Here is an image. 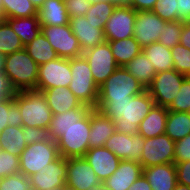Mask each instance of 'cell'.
I'll use <instances>...</instances> for the list:
<instances>
[{
    "instance_id": "25",
    "label": "cell",
    "mask_w": 190,
    "mask_h": 190,
    "mask_svg": "<svg viewBox=\"0 0 190 190\" xmlns=\"http://www.w3.org/2000/svg\"><path fill=\"white\" fill-rule=\"evenodd\" d=\"M91 109L92 108H73L62 114H53L48 128L50 139L56 142L62 136L63 131L82 120Z\"/></svg>"
},
{
    "instance_id": "9",
    "label": "cell",
    "mask_w": 190,
    "mask_h": 190,
    "mask_svg": "<svg viewBox=\"0 0 190 190\" xmlns=\"http://www.w3.org/2000/svg\"><path fill=\"white\" fill-rule=\"evenodd\" d=\"M41 32L59 57L70 59L82 56L83 52L78 39L73 34L69 24L61 26L43 25Z\"/></svg>"
},
{
    "instance_id": "7",
    "label": "cell",
    "mask_w": 190,
    "mask_h": 190,
    "mask_svg": "<svg viewBox=\"0 0 190 190\" xmlns=\"http://www.w3.org/2000/svg\"><path fill=\"white\" fill-rule=\"evenodd\" d=\"M59 156L57 143L53 140L29 144L19 156L20 173L29 177Z\"/></svg>"
},
{
    "instance_id": "6",
    "label": "cell",
    "mask_w": 190,
    "mask_h": 190,
    "mask_svg": "<svg viewBox=\"0 0 190 190\" xmlns=\"http://www.w3.org/2000/svg\"><path fill=\"white\" fill-rule=\"evenodd\" d=\"M90 112L79 122L63 131L56 141L59 155L63 158L83 157L89 149Z\"/></svg>"
},
{
    "instance_id": "31",
    "label": "cell",
    "mask_w": 190,
    "mask_h": 190,
    "mask_svg": "<svg viewBox=\"0 0 190 190\" xmlns=\"http://www.w3.org/2000/svg\"><path fill=\"white\" fill-rule=\"evenodd\" d=\"M24 49L38 66L59 57L42 32H40L31 43L24 46Z\"/></svg>"
},
{
    "instance_id": "45",
    "label": "cell",
    "mask_w": 190,
    "mask_h": 190,
    "mask_svg": "<svg viewBox=\"0 0 190 190\" xmlns=\"http://www.w3.org/2000/svg\"><path fill=\"white\" fill-rule=\"evenodd\" d=\"M69 18L85 16L92 3L88 0H64Z\"/></svg>"
},
{
    "instance_id": "44",
    "label": "cell",
    "mask_w": 190,
    "mask_h": 190,
    "mask_svg": "<svg viewBox=\"0 0 190 190\" xmlns=\"http://www.w3.org/2000/svg\"><path fill=\"white\" fill-rule=\"evenodd\" d=\"M23 135L27 145L37 142L51 141L48 128L23 127Z\"/></svg>"
},
{
    "instance_id": "35",
    "label": "cell",
    "mask_w": 190,
    "mask_h": 190,
    "mask_svg": "<svg viewBox=\"0 0 190 190\" xmlns=\"http://www.w3.org/2000/svg\"><path fill=\"white\" fill-rule=\"evenodd\" d=\"M7 126L23 127L21 113L14 96L0 100V133Z\"/></svg>"
},
{
    "instance_id": "32",
    "label": "cell",
    "mask_w": 190,
    "mask_h": 190,
    "mask_svg": "<svg viewBox=\"0 0 190 190\" xmlns=\"http://www.w3.org/2000/svg\"><path fill=\"white\" fill-rule=\"evenodd\" d=\"M165 134L174 142L190 134V116L187 112L168 111Z\"/></svg>"
},
{
    "instance_id": "36",
    "label": "cell",
    "mask_w": 190,
    "mask_h": 190,
    "mask_svg": "<svg viewBox=\"0 0 190 190\" xmlns=\"http://www.w3.org/2000/svg\"><path fill=\"white\" fill-rule=\"evenodd\" d=\"M23 48L19 36L5 20L0 19V52L8 55Z\"/></svg>"
},
{
    "instance_id": "38",
    "label": "cell",
    "mask_w": 190,
    "mask_h": 190,
    "mask_svg": "<svg viewBox=\"0 0 190 190\" xmlns=\"http://www.w3.org/2000/svg\"><path fill=\"white\" fill-rule=\"evenodd\" d=\"M183 23L180 20L166 22L163 26V31L160 32L158 42L170 49L179 44Z\"/></svg>"
},
{
    "instance_id": "11",
    "label": "cell",
    "mask_w": 190,
    "mask_h": 190,
    "mask_svg": "<svg viewBox=\"0 0 190 190\" xmlns=\"http://www.w3.org/2000/svg\"><path fill=\"white\" fill-rule=\"evenodd\" d=\"M175 142L165 133L144 138L143 152L139 163L143 168L159 164L175 163Z\"/></svg>"
},
{
    "instance_id": "47",
    "label": "cell",
    "mask_w": 190,
    "mask_h": 190,
    "mask_svg": "<svg viewBox=\"0 0 190 190\" xmlns=\"http://www.w3.org/2000/svg\"><path fill=\"white\" fill-rule=\"evenodd\" d=\"M175 168L178 183L190 187V160L176 162Z\"/></svg>"
},
{
    "instance_id": "61",
    "label": "cell",
    "mask_w": 190,
    "mask_h": 190,
    "mask_svg": "<svg viewBox=\"0 0 190 190\" xmlns=\"http://www.w3.org/2000/svg\"><path fill=\"white\" fill-rule=\"evenodd\" d=\"M118 2L126 3L127 0H117Z\"/></svg>"
},
{
    "instance_id": "26",
    "label": "cell",
    "mask_w": 190,
    "mask_h": 190,
    "mask_svg": "<svg viewBox=\"0 0 190 190\" xmlns=\"http://www.w3.org/2000/svg\"><path fill=\"white\" fill-rule=\"evenodd\" d=\"M168 109L154 105L139 125V132L144 138L156 137L165 133Z\"/></svg>"
},
{
    "instance_id": "18",
    "label": "cell",
    "mask_w": 190,
    "mask_h": 190,
    "mask_svg": "<svg viewBox=\"0 0 190 190\" xmlns=\"http://www.w3.org/2000/svg\"><path fill=\"white\" fill-rule=\"evenodd\" d=\"M69 25L78 39L82 52L106 42L101 24H94L85 16L69 18Z\"/></svg>"
},
{
    "instance_id": "20",
    "label": "cell",
    "mask_w": 190,
    "mask_h": 190,
    "mask_svg": "<svg viewBox=\"0 0 190 190\" xmlns=\"http://www.w3.org/2000/svg\"><path fill=\"white\" fill-rule=\"evenodd\" d=\"M142 174L143 167L139 162L121 160L118 168L103 185L108 190H128Z\"/></svg>"
},
{
    "instance_id": "15",
    "label": "cell",
    "mask_w": 190,
    "mask_h": 190,
    "mask_svg": "<svg viewBox=\"0 0 190 190\" xmlns=\"http://www.w3.org/2000/svg\"><path fill=\"white\" fill-rule=\"evenodd\" d=\"M66 163L67 177L65 184L68 186L77 190H89L102 184L84 157L66 158Z\"/></svg>"
},
{
    "instance_id": "29",
    "label": "cell",
    "mask_w": 190,
    "mask_h": 190,
    "mask_svg": "<svg viewBox=\"0 0 190 190\" xmlns=\"http://www.w3.org/2000/svg\"><path fill=\"white\" fill-rule=\"evenodd\" d=\"M152 63L156 73L174 69L171 49L159 42L149 44L142 49Z\"/></svg>"
},
{
    "instance_id": "51",
    "label": "cell",
    "mask_w": 190,
    "mask_h": 190,
    "mask_svg": "<svg viewBox=\"0 0 190 190\" xmlns=\"http://www.w3.org/2000/svg\"><path fill=\"white\" fill-rule=\"evenodd\" d=\"M128 190H152V188L145 176L142 174L136 181H134Z\"/></svg>"
},
{
    "instance_id": "34",
    "label": "cell",
    "mask_w": 190,
    "mask_h": 190,
    "mask_svg": "<svg viewBox=\"0 0 190 190\" xmlns=\"http://www.w3.org/2000/svg\"><path fill=\"white\" fill-rule=\"evenodd\" d=\"M3 20L6 18H24L38 15L37 8L30 0H2Z\"/></svg>"
},
{
    "instance_id": "12",
    "label": "cell",
    "mask_w": 190,
    "mask_h": 190,
    "mask_svg": "<svg viewBox=\"0 0 190 190\" xmlns=\"http://www.w3.org/2000/svg\"><path fill=\"white\" fill-rule=\"evenodd\" d=\"M87 60L94 82L99 87L119 67L106 41L82 54Z\"/></svg>"
},
{
    "instance_id": "52",
    "label": "cell",
    "mask_w": 190,
    "mask_h": 190,
    "mask_svg": "<svg viewBox=\"0 0 190 190\" xmlns=\"http://www.w3.org/2000/svg\"><path fill=\"white\" fill-rule=\"evenodd\" d=\"M180 44L190 49V24L188 22L183 23L182 33L180 35Z\"/></svg>"
},
{
    "instance_id": "56",
    "label": "cell",
    "mask_w": 190,
    "mask_h": 190,
    "mask_svg": "<svg viewBox=\"0 0 190 190\" xmlns=\"http://www.w3.org/2000/svg\"><path fill=\"white\" fill-rule=\"evenodd\" d=\"M89 190H108V189L102 183L94 188H90Z\"/></svg>"
},
{
    "instance_id": "24",
    "label": "cell",
    "mask_w": 190,
    "mask_h": 190,
    "mask_svg": "<svg viewBox=\"0 0 190 190\" xmlns=\"http://www.w3.org/2000/svg\"><path fill=\"white\" fill-rule=\"evenodd\" d=\"M38 17L41 26L69 24V16L64 0H45L38 9Z\"/></svg>"
},
{
    "instance_id": "54",
    "label": "cell",
    "mask_w": 190,
    "mask_h": 190,
    "mask_svg": "<svg viewBox=\"0 0 190 190\" xmlns=\"http://www.w3.org/2000/svg\"><path fill=\"white\" fill-rule=\"evenodd\" d=\"M174 190H190V187L177 183V185L174 187Z\"/></svg>"
},
{
    "instance_id": "58",
    "label": "cell",
    "mask_w": 190,
    "mask_h": 190,
    "mask_svg": "<svg viewBox=\"0 0 190 190\" xmlns=\"http://www.w3.org/2000/svg\"><path fill=\"white\" fill-rule=\"evenodd\" d=\"M0 19H3V4H2V0H0Z\"/></svg>"
},
{
    "instance_id": "48",
    "label": "cell",
    "mask_w": 190,
    "mask_h": 190,
    "mask_svg": "<svg viewBox=\"0 0 190 190\" xmlns=\"http://www.w3.org/2000/svg\"><path fill=\"white\" fill-rule=\"evenodd\" d=\"M15 94L7 75L0 71V100L13 97Z\"/></svg>"
},
{
    "instance_id": "19",
    "label": "cell",
    "mask_w": 190,
    "mask_h": 190,
    "mask_svg": "<svg viewBox=\"0 0 190 190\" xmlns=\"http://www.w3.org/2000/svg\"><path fill=\"white\" fill-rule=\"evenodd\" d=\"M83 157L91 165L101 183L114 173L121 161L105 147L89 148Z\"/></svg>"
},
{
    "instance_id": "39",
    "label": "cell",
    "mask_w": 190,
    "mask_h": 190,
    "mask_svg": "<svg viewBox=\"0 0 190 190\" xmlns=\"http://www.w3.org/2000/svg\"><path fill=\"white\" fill-rule=\"evenodd\" d=\"M174 70L185 76H190V49L182 44H177L171 48Z\"/></svg>"
},
{
    "instance_id": "13",
    "label": "cell",
    "mask_w": 190,
    "mask_h": 190,
    "mask_svg": "<svg viewBox=\"0 0 190 190\" xmlns=\"http://www.w3.org/2000/svg\"><path fill=\"white\" fill-rule=\"evenodd\" d=\"M136 11L119 2L104 27L106 40H120L134 36Z\"/></svg>"
},
{
    "instance_id": "14",
    "label": "cell",
    "mask_w": 190,
    "mask_h": 190,
    "mask_svg": "<svg viewBox=\"0 0 190 190\" xmlns=\"http://www.w3.org/2000/svg\"><path fill=\"white\" fill-rule=\"evenodd\" d=\"M144 137L140 133L127 135L115 131L105 142L104 147L115 154L120 160H141Z\"/></svg>"
},
{
    "instance_id": "10",
    "label": "cell",
    "mask_w": 190,
    "mask_h": 190,
    "mask_svg": "<svg viewBox=\"0 0 190 190\" xmlns=\"http://www.w3.org/2000/svg\"><path fill=\"white\" fill-rule=\"evenodd\" d=\"M71 79L70 59L58 57L39 66L36 90L68 87Z\"/></svg>"
},
{
    "instance_id": "2",
    "label": "cell",
    "mask_w": 190,
    "mask_h": 190,
    "mask_svg": "<svg viewBox=\"0 0 190 190\" xmlns=\"http://www.w3.org/2000/svg\"><path fill=\"white\" fill-rule=\"evenodd\" d=\"M38 64L23 48L5 57L4 73L15 92L36 90Z\"/></svg>"
},
{
    "instance_id": "57",
    "label": "cell",
    "mask_w": 190,
    "mask_h": 190,
    "mask_svg": "<svg viewBox=\"0 0 190 190\" xmlns=\"http://www.w3.org/2000/svg\"><path fill=\"white\" fill-rule=\"evenodd\" d=\"M88 1H90L93 4V3L106 2V1H117V0H88Z\"/></svg>"
},
{
    "instance_id": "23",
    "label": "cell",
    "mask_w": 190,
    "mask_h": 190,
    "mask_svg": "<svg viewBox=\"0 0 190 190\" xmlns=\"http://www.w3.org/2000/svg\"><path fill=\"white\" fill-rule=\"evenodd\" d=\"M89 148L104 147L107 139L116 131L115 122L99 110L90 111Z\"/></svg>"
},
{
    "instance_id": "49",
    "label": "cell",
    "mask_w": 190,
    "mask_h": 190,
    "mask_svg": "<svg viewBox=\"0 0 190 190\" xmlns=\"http://www.w3.org/2000/svg\"><path fill=\"white\" fill-rule=\"evenodd\" d=\"M177 20L188 22L190 20V0H176Z\"/></svg>"
},
{
    "instance_id": "8",
    "label": "cell",
    "mask_w": 190,
    "mask_h": 190,
    "mask_svg": "<svg viewBox=\"0 0 190 190\" xmlns=\"http://www.w3.org/2000/svg\"><path fill=\"white\" fill-rule=\"evenodd\" d=\"M186 77L174 69L158 72L151 84L146 88L153 98L155 105L168 108Z\"/></svg>"
},
{
    "instance_id": "3",
    "label": "cell",
    "mask_w": 190,
    "mask_h": 190,
    "mask_svg": "<svg viewBox=\"0 0 190 190\" xmlns=\"http://www.w3.org/2000/svg\"><path fill=\"white\" fill-rule=\"evenodd\" d=\"M14 101L18 104L23 127L49 128L53 114L42 92L37 90L15 92Z\"/></svg>"
},
{
    "instance_id": "42",
    "label": "cell",
    "mask_w": 190,
    "mask_h": 190,
    "mask_svg": "<svg viewBox=\"0 0 190 190\" xmlns=\"http://www.w3.org/2000/svg\"><path fill=\"white\" fill-rule=\"evenodd\" d=\"M0 190H32L29 177L22 173L0 179Z\"/></svg>"
},
{
    "instance_id": "4",
    "label": "cell",
    "mask_w": 190,
    "mask_h": 190,
    "mask_svg": "<svg viewBox=\"0 0 190 190\" xmlns=\"http://www.w3.org/2000/svg\"><path fill=\"white\" fill-rule=\"evenodd\" d=\"M146 88L135 79L123 66H119L99 86L98 101H121L132 99Z\"/></svg>"
},
{
    "instance_id": "41",
    "label": "cell",
    "mask_w": 190,
    "mask_h": 190,
    "mask_svg": "<svg viewBox=\"0 0 190 190\" xmlns=\"http://www.w3.org/2000/svg\"><path fill=\"white\" fill-rule=\"evenodd\" d=\"M20 172L19 156L0 150V179Z\"/></svg>"
},
{
    "instance_id": "16",
    "label": "cell",
    "mask_w": 190,
    "mask_h": 190,
    "mask_svg": "<svg viewBox=\"0 0 190 190\" xmlns=\"http://www.w3.org/2000/svg\"><path fill=\"white\" fill-rule=\"evenodd\" d=\"M165 23L166 21L162 20L152 10L136 11L133 37L143 49L149 44L158 42Z\"/></svg>"
},
{
    "instance_id": "59",
    "label": "cell",
    "mask_w": 190,
    "mask_h": 190,
    "mask_svg": "<svg viewBox=\"0 0 190 190\" xmlns=\"http://www.w3.org/2000/svg\"><path fill=\"white\" fill-rule=\"evenodd\" d=\"M63 190H77V189H74L73 187H70L67 184H65Z\"/></svg>"
},
{
    "instance_id": "50",
    "label": "cell",
    "mask_w": 190,
    "mask_h": 190,
    "mask_svg": "<svg viewBox=\"0 0 190 190\" xmlns=\"http://www.w3.org/2000/svg\"><path fill=\"white\" fill-rule=\"evenodd\" d=\"M157 0H127V4L135 11L153 10Z\"/></svg>"
},
{
    "instance_id": "21",
    "label": "cell",
    "mask_w": 190,
    "mask_h": 190,
    "mask_svg": "<svg viewBox=\"0 0 190 190\" xmlns=\"http://www.w3.org/2000/svg\"><path fill=\"white\" fill-rule=\"evenodd\" d=\"M42 93L46 97L52 114H62L73 108H91L82 104L68 87L46 89Z\"/></svg>"
},
{
    "instance_id": "1",
    "label": "cell",
    "mask_w": 190,
    "mask_h": 190,
    "mask_svg": "<svg viewBox=\"0 0 190 190\" xmlns=\"http://www.w3.org/2000/svg\"><path fill=\"white\" fill-rule=\"evenodd\" d=\"M155 102L147 89L121 101H98L96 108L115 122L116 131L127 135L139 132L141 121L147 116Z\"/></svg>"
},
{
    "instance_id": "46",
    "label": "cell",
    "mask_w": 190,
    "mask_h": 190,
    "mask_svg": "<svg viewBox=\"0 0 190 190\" xmlns=\"http://www.w3.org/2000/svg\"><path fill=\"white\" fill-rule=\"evenodd\" d=\"M175 163L190 160V134L175 142Z\"/></svg>"
},
{
    "instance_id": "43",
    "label": "cell",
    "mask_w": 190,
    "mask_h": 190,
    "mask_svg": "<svg viewBox=\"0 0 190 190\" xmlns=\"http://www.w3.org/2000/svg\"><path fill=\"white\" fill-rule=\"evenodd\" d=\"M176 0H157L153 12L166 22L177 21Z\"/></svg>"
},
{
    "instance_id": "28",
    "label": "cell",
    "mask_w": 190,
    "mask_h": 190,
    "mask_svg": "<svg viewBox=\"0 0 190 190\" xmlns=\"http://www.w3.org/2000/svg\"><path fill=\"white\" fill-rule=\"evenodd\" d=\"M137 81L147 88L153 81L154 76L157 74L152 63L141 51L130 62L123 66Z\"/></svg>"
},
{
    "instance_id": "55",
    "label": "cell",
    "mask_w": 190,
    "mask_h": 190,
    "mask_svg": "<svg viewBox=\"0 0 190 190\" xmlns=\"http://www.w3.org/2000/svg\"><path fill=\"white\" fill-rule=\"evenodd\" d=\"M33 5L37 8V10L42 6L45 0H30Z\"/></svg>"
},
{
    "instance_id": "40",
    "label": "cell",
    "mask_w": 190,
    "mask_h": 190,
    "mask_svg": "<svg viewBox=\"0 0 190 190\" xmlns=\"http://www.w3.org/2000/svg\"><path fill=\"white\" fill-rule=\"evenodd\" d=\"M190 108V76H187L172 101L171 105L167 108L168 111L187 112Z\"/></svg>"
},
{
    "instance_id": "30",
    "label": "cell",
    "mask_w": 190,
    "mask_h": 190,
    "mask_svg": "<svg viewBox=\"0 0 190 190\" xmlns=\"http://www.w3.org/2000/svg\"><path fill=\"white\" fill-rule=\"evenodd\" d=\"M106 41L111 47L118 66H124L142 51V48L134 37Z\"/></svg>"
},
{
    "instance_id": "17",
    "label": "cell",
    "mask_w": 190,
    "mask_h": 190,
    "mask_svg": "<svg viewBox=\"0 0 190 190\" xmlns=\"http://www.w3.org/2000/svg\"><path fill=\"white\" fill-rule=\"evenodd\" d=\"M67 177L66 158L59 156L38 173L29 176L32 190H46L64 187Z\"/></svg>"
},
{
    "instance_id": "37",
    "label": "cell",
    "mask_w": 190,
    "mask_h": 190,
    "mask_svg": "<svg viewBox=\"0 0 190 190\" xmlns=\"http://www.w3.org/2000/svg\"><path fill=\"white\" fill-rule=\"evenodd\" d=\"M118 3V1L93 3L87 11L85 17L94 24H101V28L104 29L106 22L112 15V12Z\"/></svg>"
},
{
    "instance_id": "33",
    "label": "cell",
    "mask_w": 190,
    "mask_h": 190,
    "mask_svg": "<svg viewBox=\"0 0 190 190\" xmlns=\"http://www.w3.org/2000/svg\"><path fill=\"white\" fill-rule=\"evenodd\" d=\"M27 147L23 135V127L7 126L0 133V150L20 156Z\"/></svg>"
},
{
    "instance_id": "22",
    "label": "cell",
    "mask_w": 190,
    "mask_h": 190,
    "mask_svg": "<svg viewBox=\"0 0 190 190\" xmlns=\"http://www.w3.org/2000/svg\"><path fill=\"white\" fill-rule=\"evenodd\" d=\"M143 175L152 190H174L177 185L175 163L159 164L143 168Z\"/></svg>"
},
{
    "instance_id": "60",
    "label": "cell",
    "mask_w": 190,
    "mask_h": 190,
    "mask_svg": "<svg viewBox=\"0 0 190 190\" xmlns=\"http://www.w3.org/2000/svg\"><path fill=\"white\" fill-rule=\"evenodd\" d=\"M46 190H63V187H54L52 189H46Z\"/></svg>"
},
{
    "instance_id": "53",
    "label": "cell",
    "mask_w": 190,
    "mask_h": 190,
    "mask_svg": "<svg viewBox=\"0 0 190 190\" xmlns=\"http://www.w3.org/2000/svg\"><path fill=\"white\" fill-rule=\"evenodd\" d=\"M5 57L6 55L0 52V71L5 69Z\"/></svg>"
},
{
    "instance_id": "27",
    "label": "cell",
    "mask_w": 190,
    "mask_h": 190,
    "mask_svg": "<svg viewBox=\"0 0 190 190\" xmlns=\"http://www.w3.org/2000/svg\"><path fill=\"white\" fill-rule=\"evenodd\" d=\"M13 31L19 36L23 46L31 43L41 32L38 15L24 18H6L4 19Z\"/></svg>"
},
{
    "instance_id": "5",
    "label": "cell",
    "mask_w": 190,
    "mask_h": 190,
    "mask_svg": "<svg viewBox=\"0 0 190 190\" xmlns=\"http://www.w3.org/2000/svg\"><path fill=\"white\" fill-rule=\"evenodd\" d=\"M71 83L68 88L82 102L91 108L98 103L99 87L94 82L89 64L85 57L70 58Z\"/></svg>"
}]
</instances>
